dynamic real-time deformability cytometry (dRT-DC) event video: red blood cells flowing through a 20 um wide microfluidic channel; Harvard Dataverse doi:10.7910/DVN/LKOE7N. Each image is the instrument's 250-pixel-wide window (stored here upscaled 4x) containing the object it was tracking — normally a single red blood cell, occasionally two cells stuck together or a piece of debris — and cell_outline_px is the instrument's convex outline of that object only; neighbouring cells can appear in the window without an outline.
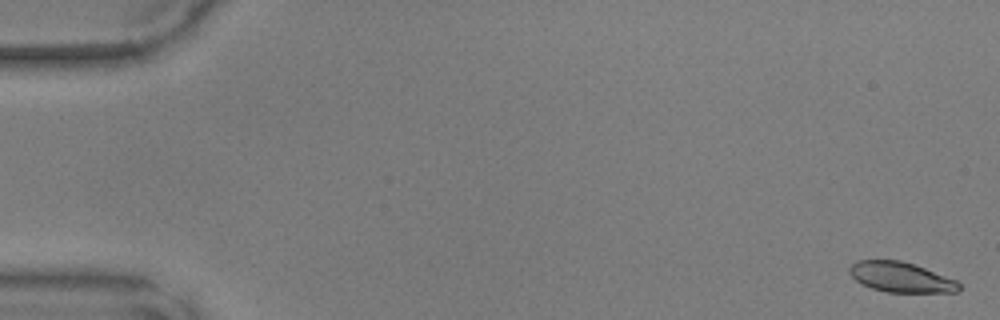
{"species": "common noctule bat (a hibernating species)", "species_latin": "Nyctalus noctula", "temperature_condition": "warm", "stored_images_in_passage": 15, "camera_frame_rate_fps": 3000, "um_per_image_px": 0.085, "animal": {"sex": "male", "body_mass_g": 17.9, "forearm_length_mm": 54.2}, "frame": {"image": 1, "passage_image": 1, "time_ms": 0.0, "image_size_px": [1000, 320], "cell_outline_px": [[960, 292], [888, 292], [872, 288], [856, 280], [848, 272], [848, 268], [856, 260], [900, 260], [916, 264], [956, 280], [960, 284]], "centroid_in_image_um": [76.59, 23.55], "position_along_channel_um": 8.4, "area_um2": 19.25}}
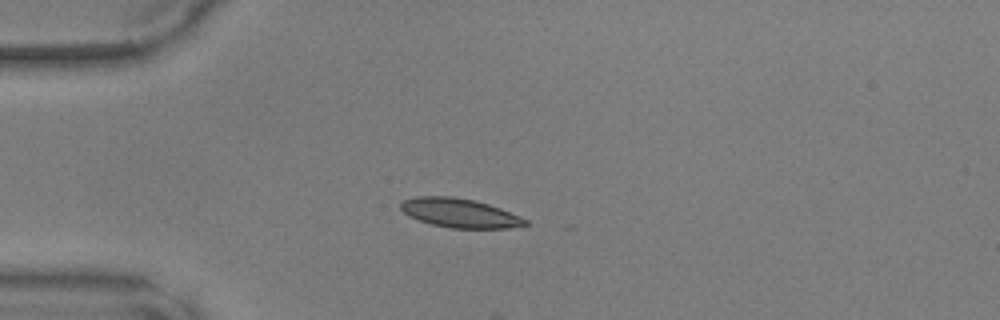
{"frame": {"image": 2, "passage_image": 13, "time_ms": 4.0, "image_size_px": [1000, 320], "cell_outline_px": [[528, 224], [508, 228], [452, 228], [432, 224], [408, 216], [400, 208], [400, 204], [404, 200], [416, 196], [452, 196], [476, 200], [500, 208], [520, 216], [528, 220]], "centroid_in_image_um": [39.07, 18.1], "position_along_channel_um": 45.9, "area_um2": 21.04}}